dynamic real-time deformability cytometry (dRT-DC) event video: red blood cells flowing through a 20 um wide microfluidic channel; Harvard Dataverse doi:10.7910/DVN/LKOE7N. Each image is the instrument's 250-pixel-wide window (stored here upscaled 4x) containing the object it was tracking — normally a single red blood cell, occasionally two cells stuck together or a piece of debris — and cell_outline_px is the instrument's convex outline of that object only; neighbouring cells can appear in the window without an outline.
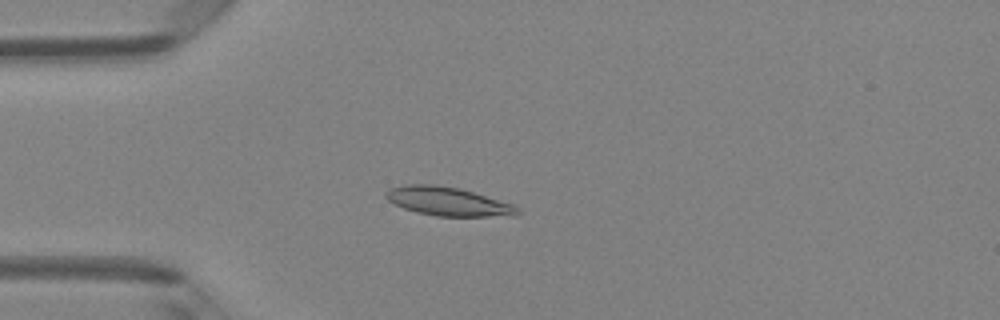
{"species": "Egyptian fruit bat (a non-hibernating species)", "species_latin": "Rousettus aegyptiacus", "temperature_condition": "room temperature", "stored_images_in_passage": 38, "camera_frame_rate_fps": 3000, "um_per_image_px": 0.085, "animal": {"sex": "female"}, "frame": {"image": 1, "passage_image": 2, "time_ms": 0.333, "image_size_px": [1000, 320], "cell_outline_px": [[520, 212], [516, 216], [436, 216], [416, 212], [404, 208], [388, 200], [384, 196], [384, 192], [388, 188], [408, 184], [436, 184], [460, 188], [516, 204], [520, 208]], "centroid_in_image_um": [38.12, 17.11], "position_along_channel_um": 46.9, "area_um2": 22.37}}
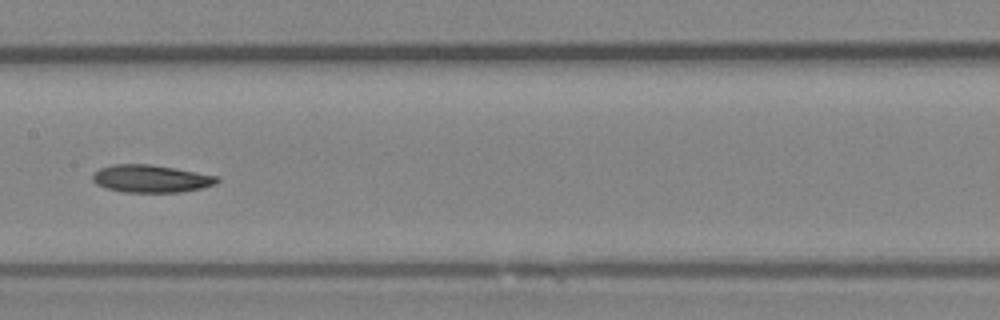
{"frame": {"image": 2, "passage_image": 14, "time_ms": 4.333, "image_size_px": [1000, 320], "cell_outline_px": [[220, 180], [216, 184], [200, 188], [180, 192], [124, 192], [104, 188], [96, 184], [92, 180], [92, 176], [100, 168], [112, 164], [152, 164], [220, 176]], "centroid_in_image_um": [12.84, 15.18], "position_along_channel_um": 194.6, "area_um2": 20.11}}
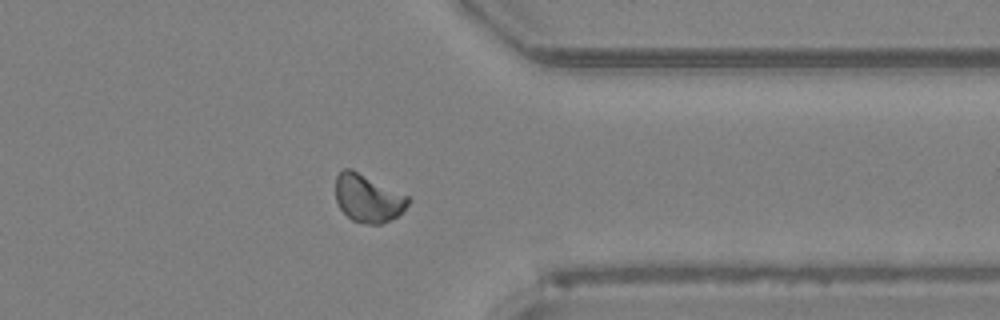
{"frame": {"image": 3, "passage_image": 28, "time_ms": 9.0, "image_size_px": [1000, 320], "cell_outline_px": [[412, 200], [396, 216], [380, 224], [368, 224], [352, 220], [340, 208], [336, 200], [336, 176], [344, 168], [352, 168], [408, 196]], "centroid_in_image_um": [31.26, 16.83], "position_along_channel_um": 380.1, "area_um2": 20.0}, "authors_computed_cell_mechanics": {"area_um2": 19.9988, "velocity_mm_per_s": 4.1152, "shape_relaxation_time_tau1_ms": 3.1233, "shape_relaxation_time_tau2_ms": 5.7968, "deformation_change_tau1": 0.0981, "deformation_change_tau2": 0.1329}}